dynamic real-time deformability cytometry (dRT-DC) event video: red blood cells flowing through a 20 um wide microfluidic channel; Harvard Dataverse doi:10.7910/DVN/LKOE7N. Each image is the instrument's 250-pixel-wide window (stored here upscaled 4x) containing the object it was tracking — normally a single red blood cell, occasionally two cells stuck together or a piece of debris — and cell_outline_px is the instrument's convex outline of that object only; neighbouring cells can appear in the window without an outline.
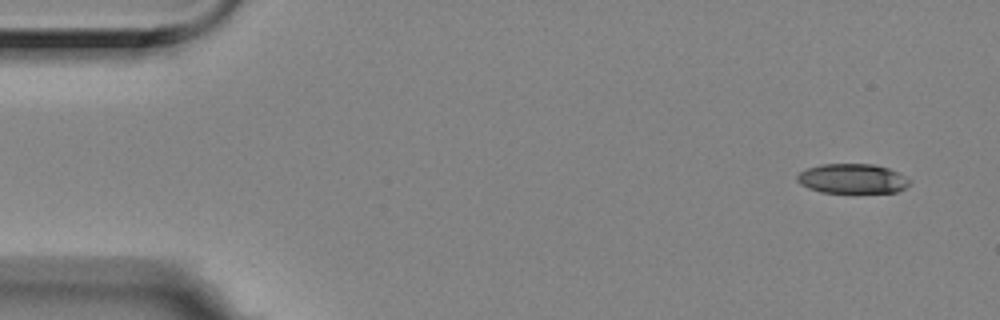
{"species": "Egyptian fruit bat (a non-hibernating species)", "species_latin": "Rousettus aegyptiacus", "temperature_condition": "room temperature", "stored_images_in_passage": 5, "camera_frame_rate_fps": 3000, "um_per_image_px": 0.085, "animal": {"sex": "female"}, "frame": {"image": 1, "passage_image": 1, "time_ms": 0.0, "image_size_px": [1000, 320], "cell_outline_px": [[912, 180], [904, 188], [896, 192], [820, 192], [808, 188], [800, 184], [796, 180], [796, 176], [800, 172], [808, 168], [820, 164], [876, 164], [888, 168]], "centroid_in_image_um": [72.42, 15.18], "position_along_channel_um": 12.6, "area_um2": 19.36}}
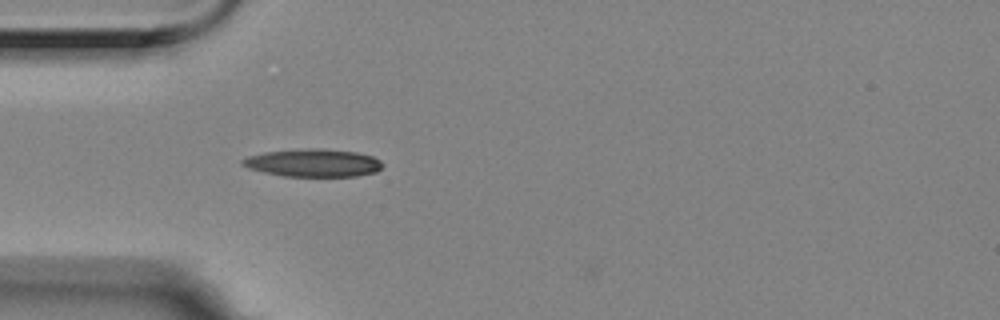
{"frame": {"image": 2, "passage_image": 5, "time_ms": 1.333, "image_size_px": [1000, 320], "cell_outline_px": [[384, 164], [376, 172], [356, 176], [284, 176], [264, 172], [248, 168], [240, 164], [240, 160], [248, 156], [264, 152], [316, 148], [356, 152], [372, 156], [380, 160]], "centroid_in_image_um": [26.61, 13.85], "position_along_channel_um": 58.4, "area_um2": 22.54}}